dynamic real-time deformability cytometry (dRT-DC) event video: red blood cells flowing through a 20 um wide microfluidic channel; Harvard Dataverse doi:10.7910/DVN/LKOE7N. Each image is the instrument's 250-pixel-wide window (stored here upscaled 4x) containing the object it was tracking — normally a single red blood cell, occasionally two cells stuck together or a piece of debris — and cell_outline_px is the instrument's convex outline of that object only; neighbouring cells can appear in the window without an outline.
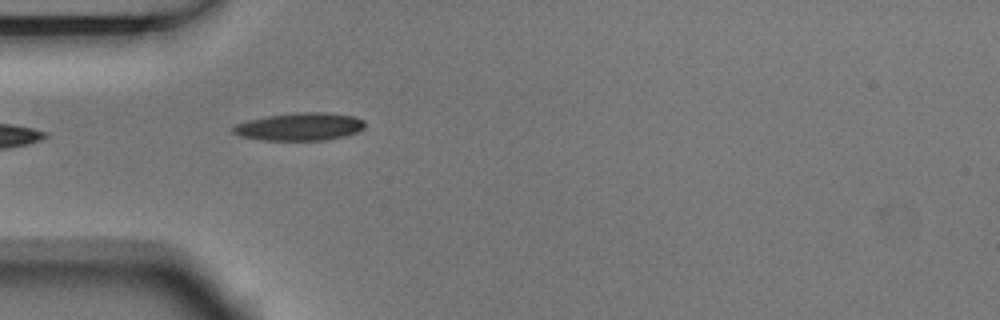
{"species": "Egyptian fruit bat (a non-hibernating species)", "species_latin": "Rousettus aegyptiacus", "temperature_condition": "room temperature", "stored_images_in_passage": 2, "camera_frame_rate_fps": 3000, "um_per_image_px": 0.085, "animal": {"sex": "male"}, "frame": {"image": 1, "passage_image": 1, "time_ms": 0.0, "image_size_px": [1000, 320], "cell_outline_px": [[364, 128], [356, 132], [344, 136], [324, 140], [260, 140], [240, 136], [232, 132], [232, 128], [236, 124], [248, 120], [268, 116], [296, 112], [328, 112], [352, 116], [364, 120]], "centroid_in_image_um": [25.46, 10.76], "position_along_channel_um": 59.5, "area_um2": 21.27}}
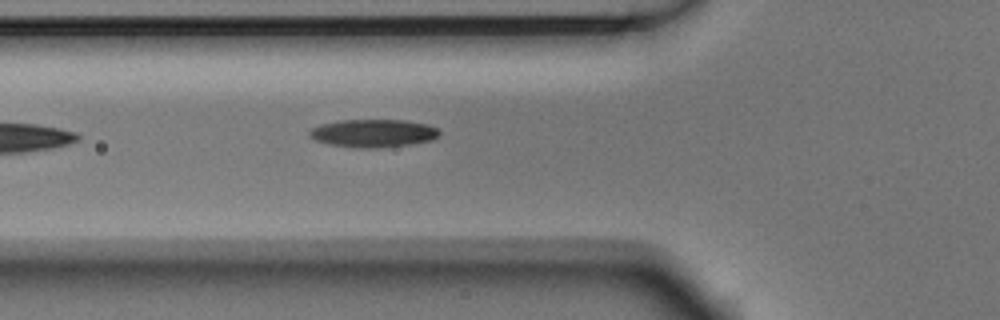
{"frame": {"image": 2, "passage_image": 2, "time_ms": 0.333, "image_size_px": [1000, 320], "cell_outline_px": [[440, 136], [432, 140], [408, 144], [376, 148], [352, 148], [328, 144], [316, 140], [308, 136], [308, 132], [312, 128], [320, 124], [340, 120], [404, 120], [428, 124], [436, 128], [440, 132]], "centroid_in_image_um": [31.7, 11.32], "position_along_channel_um": 94.1, "area_um2": 21.27}}